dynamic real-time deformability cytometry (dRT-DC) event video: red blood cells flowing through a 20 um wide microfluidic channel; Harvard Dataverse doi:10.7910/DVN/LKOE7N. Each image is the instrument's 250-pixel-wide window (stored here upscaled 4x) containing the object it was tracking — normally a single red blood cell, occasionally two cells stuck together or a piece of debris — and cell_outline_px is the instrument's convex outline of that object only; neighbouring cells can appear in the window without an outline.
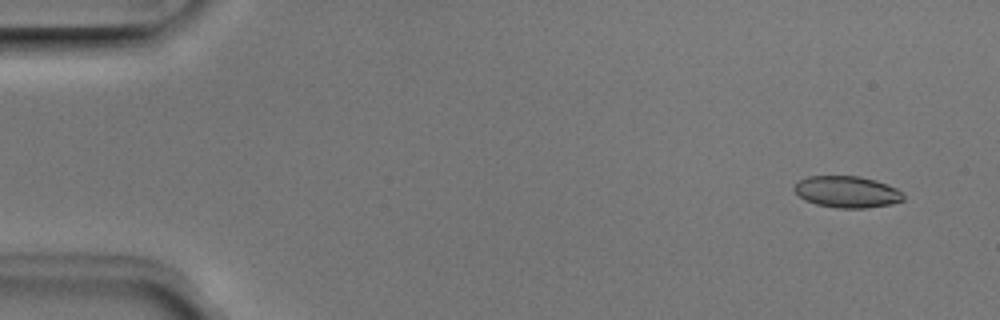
{"species": "Egyptian fruit bat (a non-hibernating species)", "species_latin": "Rousettus aegyptiacus", "temperature_condition": "room temperature", "stored_images_in_passage": 4, "camera_frame_rate_fps": 3000, "um_per_image_px": 0.085, "animal": {"sex": "male"}, "frame": {"image": 1, "passage_image": 1, "time_ms": 0.0, "image_size_px": [1000, 320], "cell_outline_px": [[904, 200], [892, 204], [868, 208], [836, 208], [816, 204], [804, 200], [792, 188], [800, 180], [808, 176], [860, 176], [876, 180], [888, 184], [896, 188], [904, 196]], "centroid_in_image_um": [72.01, 16.31], "position_along_channel_um": 13.0, "area_um2": 20.17}}
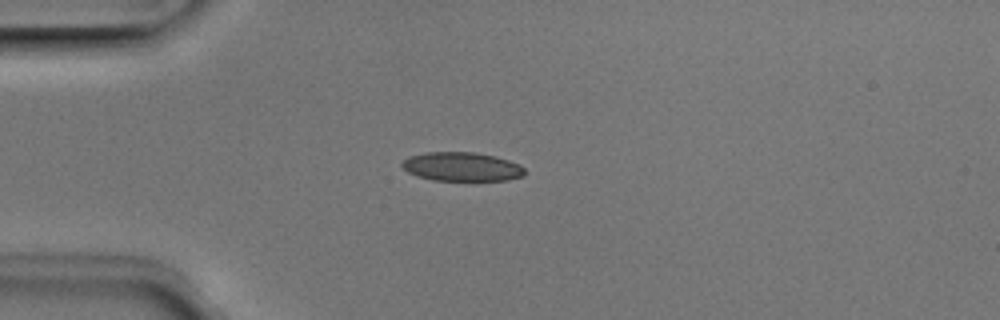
{"frame": {"image": 2, "passage_image": 4, "time_ms": 1.0, "image_size_px": [1000, 320], "cell_outline_px": [[524, 176], [508, 180], [432, 180], [416, 176], [408, 172], [400, 164], [408, 156], [428, 152], [476, 152], [496, 156], [520, 164], [524, 168]], "centroid_in_image_um": [39.26, 14.16], "position_along_channel_um": 45.7, "area_um2": 20.75}}